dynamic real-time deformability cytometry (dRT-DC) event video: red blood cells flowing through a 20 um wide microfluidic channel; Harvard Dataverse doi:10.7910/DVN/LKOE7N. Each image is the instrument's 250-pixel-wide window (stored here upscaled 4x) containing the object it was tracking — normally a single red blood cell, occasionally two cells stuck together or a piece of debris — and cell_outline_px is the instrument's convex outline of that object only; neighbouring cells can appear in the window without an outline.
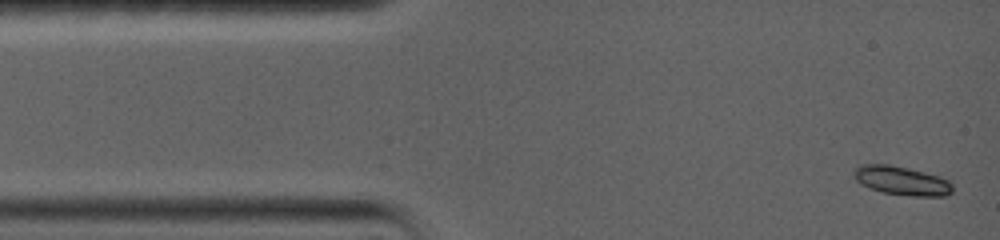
{"species": "common noctule bat (a hibernating species)", "species_latin": "Nyctalus noctula", "temperature_condition": "warm", "stored_images_in_passage": 27, "camera_frame_rate_fps": 5000, "um_per_image_px": 0.085, "animal": {"sex": "female", "body_mass_g": 19.0, "forearm_length_mm": 56.7}, "frame": {"image": 1, "passage_image": 1, "time_ms": 0.0, "image_size_px": [1000, 240], "cell_outline_px": [[952, 192], [944, 196], [916, 196], [884, 192], [872, 188], [856, 180], [852, 176], [852, 172], [860, 164], [888, 164], [908, 168], [924, 172], [948, 180], [952, 184]], "centroid_in_image_um": [76.63, 15.34], "position_along_channel_um": 8.4, "area_um2": 16.3}}
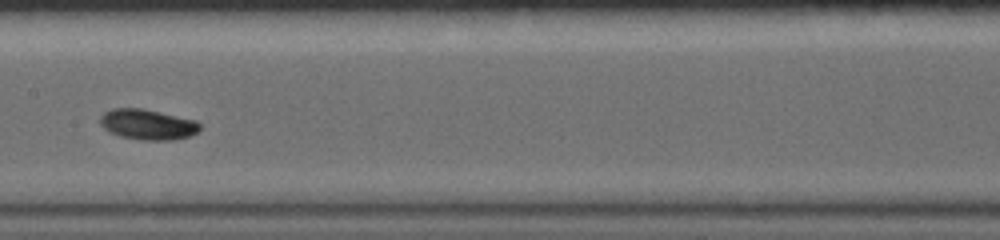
{"frame": {"image": 2, "passage_image": 16, "time_ms": 7.0, "image_size_px": [1000, 240], "cell_outline_px": [[200, 128], [196, 132], [188, 136], [176, 140], [144, 140], [120, 136], [108, 132], [100, 124], [100, 116], [104, 112], [112, 108], [144, 108], [196, 120], [200, 124]], "centroid_in_image_um": [12.53, 10.57], "position_along_channel_um": 194.9, "area_um2": 17.8}}
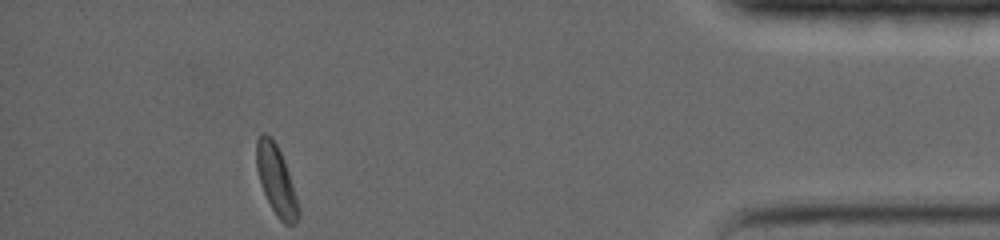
{"frame": {"image": 3, "passage_image": 27, "time_ms": 14.4, "image_size_px": [1000, 240], "cell_outline_px": [[300, 216], [296, 224], [284, 224], [276, 216], [260, 184], [256, 168], [256, 140], [260, 132], [264, 132], [272, 136], [284, 160], [300, 208]], "centroid_in_image_um": [23.47, 15.31], "position_along_channel_um": 411.7, "area_um2": 17.11}, "authors_computed_cell_mechanics": {"area_um2": 16.4152, "velocity_mm_per_s": 3.7146, "shape_relaxation_time_tau1_ms": 2.3744, "shape_relaxation_time_tau2_ms": null, "deformation_change_tau1": 0.1004, "deformation_change_tau2": null}}